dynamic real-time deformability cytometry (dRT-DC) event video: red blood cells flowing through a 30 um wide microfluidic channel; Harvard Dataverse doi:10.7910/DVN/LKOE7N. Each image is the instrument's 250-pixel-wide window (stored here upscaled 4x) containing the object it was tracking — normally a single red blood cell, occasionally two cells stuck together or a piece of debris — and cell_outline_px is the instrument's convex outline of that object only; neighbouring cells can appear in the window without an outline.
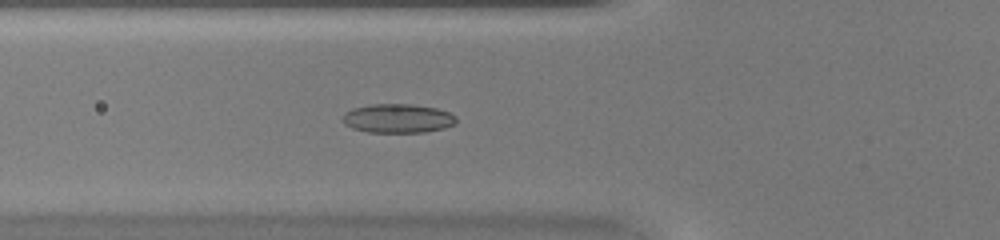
{"species": "common noctule bat (a hibernating species)", "species_latin": "Nyctalus noctula", "temperature_condition": "warm", "stored_images_in_passage": 46, "camera_frame_rate_fps": 3000, "um_per_image_px": 0.085, "animal": {"sex": "female", "body_mass_g": 20.0, "forearm_length_mm": 54.0}, "frame": {"image": 1, "passage_image": 17, "time_ms": 5.333, "image_size_px": [1000, 240], "cell_outline_px": [[456, 124], [444, 128], [424, 132], [368, 132], [352, 128], [344, 124], [340, 120], [352, 108], [372, 104], [412, 104], [436, 108], [448, 112], [456, 116]], "centroid_in_image_um": [33.82, 10.06], "position_along_channel_um": 92.0, "area_um2": 19.19}}
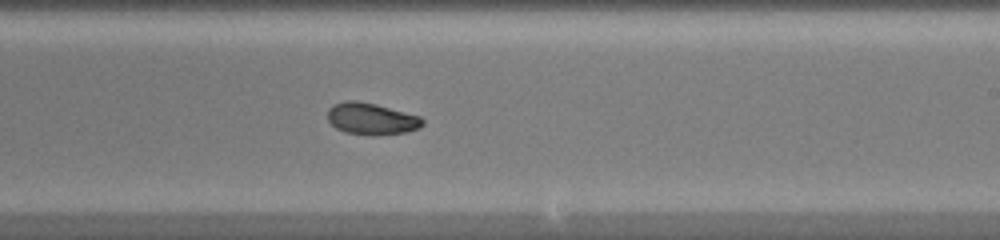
{"frame": {"image": 2, "passage_image": 28, "time_ms": 9.0, "image_size_px": [1000, 240], "cell_outline_px": [[424, 124], [420, 128], [404, 132], [344, 132], [336, 128], [328, 120], [328, 108], [332, 104], [344, 100], [356, 100], [376, 104], [420, 116], [424, 120]], "centroid_in_image_um": [31.54, 10.03], "position_along_channel_um": 257.5, "area_um2": 16.88}}
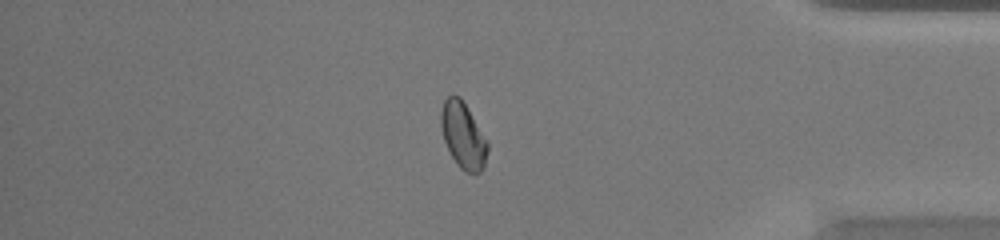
{"frame": {"image": 3, "passage_image": 39, "time_ms": 12.667, "image_size_px": [1000, 240], "cell_outline_px": [[488, 148], [484, 168], [480, 172], [472, 176], [464, 172], [456, 164], [444, 140], [440, 124], [440, 112], [444, 100], [452, 92], [460, 96], [488, 140]], "centroid_in_image_um": [39.37, 11.52], "position_along_channel_um": 395.8, "area_um2": 18.38}}